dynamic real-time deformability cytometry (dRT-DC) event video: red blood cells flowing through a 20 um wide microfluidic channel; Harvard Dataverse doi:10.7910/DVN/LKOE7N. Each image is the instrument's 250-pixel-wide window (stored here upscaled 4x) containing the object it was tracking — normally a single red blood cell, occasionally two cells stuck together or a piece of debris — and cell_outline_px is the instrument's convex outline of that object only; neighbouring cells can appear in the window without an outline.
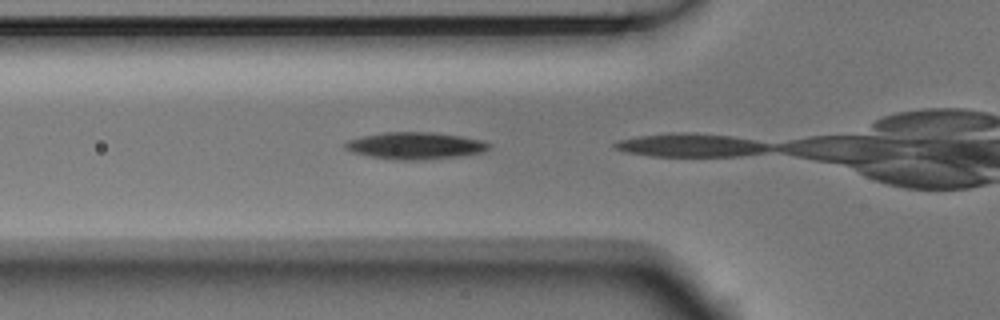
{"species": "Egyptian fruit bat (a non-hibernating species)", "species_latin": "Rousettus aegyptiacus", "temperature_condition": "room temperature", "stored_images_in_passage": 4, "segment_of_instrument_passage": [2, 2], "camera_frame_rate_fps": 3000, "um_per_image_px": 0.085, "animal": {"sex": "male"}, "frame": {"image": 1, "passage_image": 4, "time_ms": 1.0, "image_size_px": [1000, 320], "cell_outline_px": [[492, 144], [484, 152], [460, 156], [424, 160], [396, 160], [368, 156], [352, 152], [344, 148], [344, 144], [348, 140], [364, 136], [384, 132], [432, 132], [460, 136], [480, 140]], "centroid_in_image_um": [35.29, 12.39], "position_along_channel_um": 90.5, "area_um2": 22.6}}